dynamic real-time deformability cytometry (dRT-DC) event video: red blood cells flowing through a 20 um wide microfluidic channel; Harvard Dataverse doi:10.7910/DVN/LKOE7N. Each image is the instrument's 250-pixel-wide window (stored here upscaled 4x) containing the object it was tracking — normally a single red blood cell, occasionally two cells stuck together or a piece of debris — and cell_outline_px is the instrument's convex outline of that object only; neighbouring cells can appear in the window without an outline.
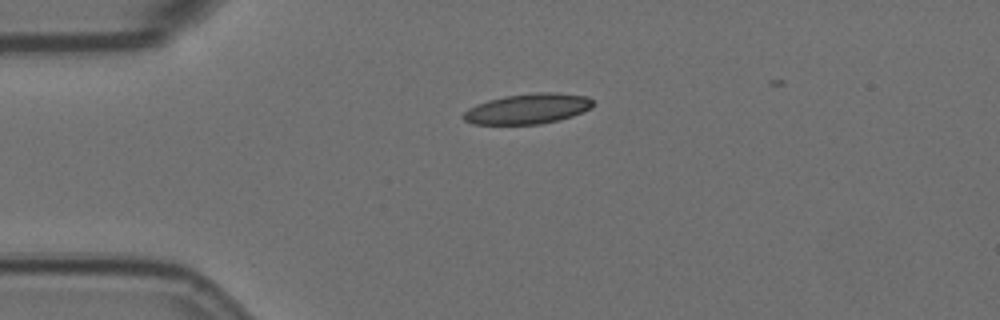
{"species": "Egyptian fruit bat (a non-hibernating species)", "species_latin": "Rousettus aegyptiacus", "temperature_condition": "room temperature", "stored_images_in_passage": 3, "camera_frame_rate_fps": 3000, "um_per_image_px": 0.085, "animal": {"sex": "female"}, "frame": {"image": 1, "passage_image": 1, "time_ms": 0.0, "image_size_px": [1000, 320], "cell_outline_px": [[592, 108], [572, 116], [560, 120], [540, 124], [472, 124], [464, 120], [460, 116], [468, 108], [476, 104], [488, 100], [504, 96], [536, 92], [556, 92], [588, 96], [592, 100]], "centroid_in_image_um": [44.84, 9.24], "position_along_channel_um": 40.2, "area_um2": 23.06}}
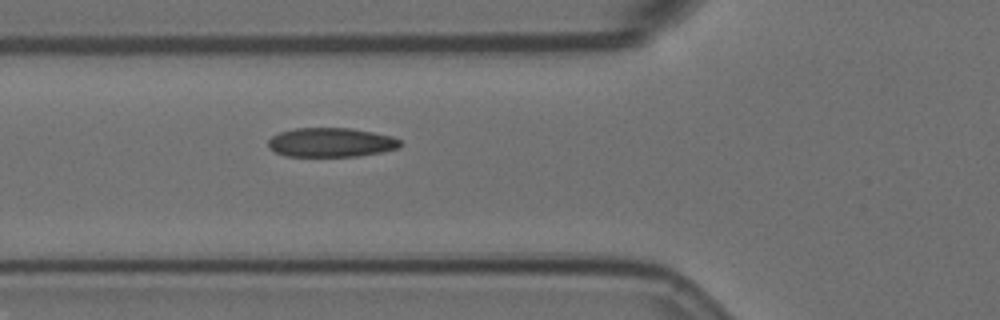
{"frame": {"image": 2, "passage_image": 3, "time_ms": 0.667, "image_size_px": [1000, 320], "cell_outline_px": [[400, 148], [360, 156], [284, 156], [268, 148], [268, 140], [272, 136], [280, 132], [296, 128], [352, 128], [392, 136], [400, 140]], "centroid_in_image_um": [28.12, 12.1], "position_along_channel_um": 97.7, "area_um2": 22.48}}